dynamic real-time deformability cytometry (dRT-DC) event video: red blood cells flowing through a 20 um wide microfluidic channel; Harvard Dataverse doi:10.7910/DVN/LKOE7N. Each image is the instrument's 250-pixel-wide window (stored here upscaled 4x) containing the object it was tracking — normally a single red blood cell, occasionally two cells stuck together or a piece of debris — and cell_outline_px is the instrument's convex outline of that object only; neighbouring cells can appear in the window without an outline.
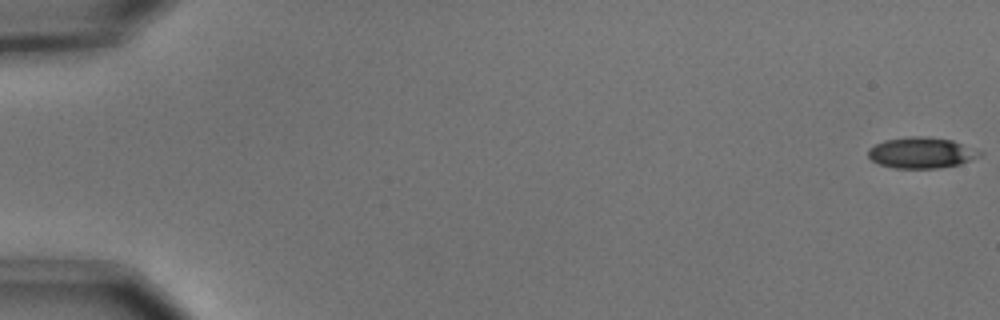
{"species": "common noctule bat (a hibernating species)", "species_latin": "Nyctalus noctula", "temperature_condition": "cold", "stored_images_in_passage": 56, "camera_frame_rate_fps": 3000, "um_per_image_px": 0.085, "animal": {"sex": "male", "body_mass_g": 15.6}, "frame": {"image": 1, "passage_image": 1, "time_ms": 0.0, "image_size_px": [1000, 320], "cell_outline_px": [[984, 152], [980, 156], [960, 164], [936, 168], [896, 168], [880, 164], [872, 160], [868, 156], [868, 148], [884, 140], [908, 136], [924, 136], [952, 140]], "centroid_in_image_um": [78.31, 12.97], "position_along_channel_um": 6.7, "area_um2": 20.06}}
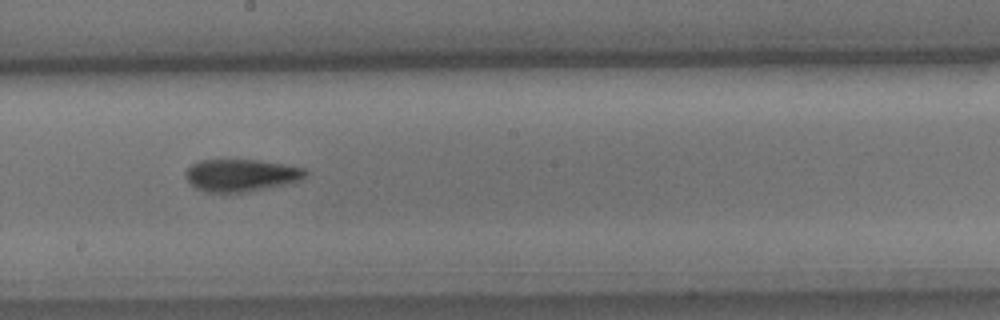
{"frame": {"image": 2, "passage_image": 32, "time_ms": 10.333, "image_size_px": [1000, 320], "cell_outline_px": [[308, 176], [300, 180], [284, 184], [264, 188], [240, 192], [208, 192], [196, 188], [184, 176], [184, 172], [192, 164], [200, 160], [256, 160], [284, 164], [304, 168], [308, 172]], "centroid_in_image_um": [20.49, 14.88], "position_along_channel_um": 227.7, "area_um2": 22.31}}
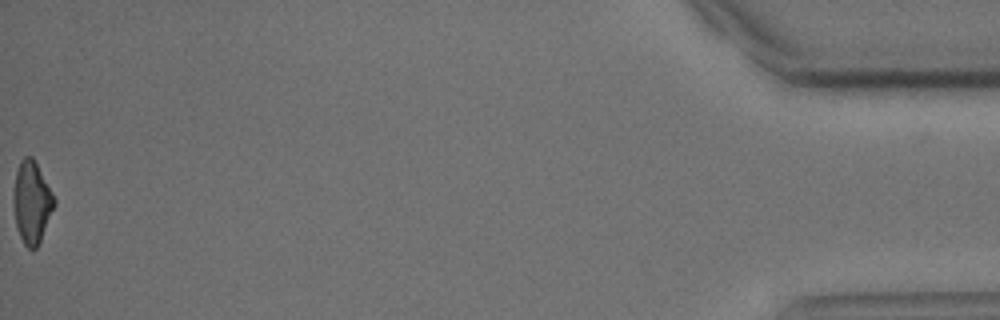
{"frame": {"image": 3, "passage_image": 56, "time_ms": 18.333, "image_size_px": [1000, 320], "cell_outline_px": [[56, 204], [40, 240], [36, 248], [28, 248], [24, 244], [20, 236], [16, 224], [12, 204], [12, 196], [16, 172], [20, 160], [24, 156], [32, 156], [52, 192], [56, 200]], "centroid_in_image_um": [2.68, 17.17], "position_along_channel_um": 432.5, "area_um2": 19.42}, "authors_computed_cell_mechanics": {"area_um2": 21.2415, "velocity_mm_per_s": 3.6955, "shape_relaxation_time_tau1_ms": 3.7793, "shape_relaxation_time_tau2_ms": 5.7516, "deformation_change_tau1": 0.1333, "deformation_change_tau2": 0.1437}}